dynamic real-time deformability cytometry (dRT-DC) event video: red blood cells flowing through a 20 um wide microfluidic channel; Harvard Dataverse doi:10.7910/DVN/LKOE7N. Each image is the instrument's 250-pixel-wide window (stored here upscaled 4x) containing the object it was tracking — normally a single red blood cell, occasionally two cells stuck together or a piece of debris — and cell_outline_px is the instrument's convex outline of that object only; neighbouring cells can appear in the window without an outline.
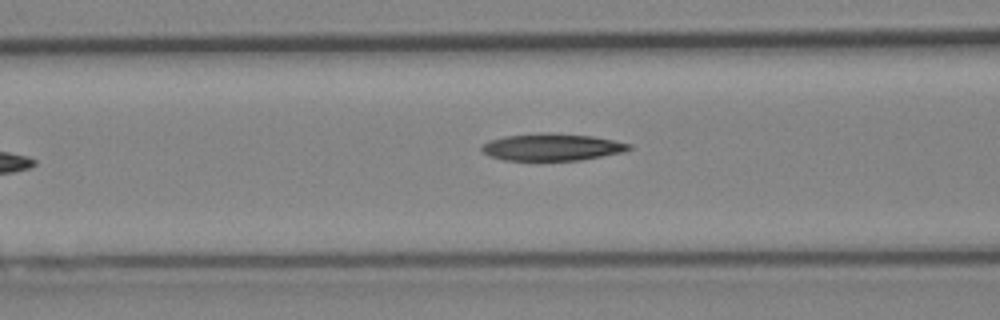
{"species": "Egyptian fruit bat (a non-hibernating species)", "species_latin": "Rousettus aegyptiacus", "temperature_condition": "cold", "stored_images_in_passage": 5, "camera_frame_rate_fps": 3000, "um_per_image_px": 0.085, "animal": {"sex": "female"}, "frame": {"image": 1, "passage_image": 5, "time_ms": 1.333, "image_size_px": [1000, 320], "cell_outline_px": [[632, 148], [624, 152], [580, 160], [504, 160], [492, 156], [484, 152], [480, 148], [488, 140], [504, 136], [544, 132], [548, 132], [592, 136], [632, 144]], "centroid_in_image_um": [46.93, 12.49], "position_along_channel_um": 119.7, "area_um2": 23.18}}